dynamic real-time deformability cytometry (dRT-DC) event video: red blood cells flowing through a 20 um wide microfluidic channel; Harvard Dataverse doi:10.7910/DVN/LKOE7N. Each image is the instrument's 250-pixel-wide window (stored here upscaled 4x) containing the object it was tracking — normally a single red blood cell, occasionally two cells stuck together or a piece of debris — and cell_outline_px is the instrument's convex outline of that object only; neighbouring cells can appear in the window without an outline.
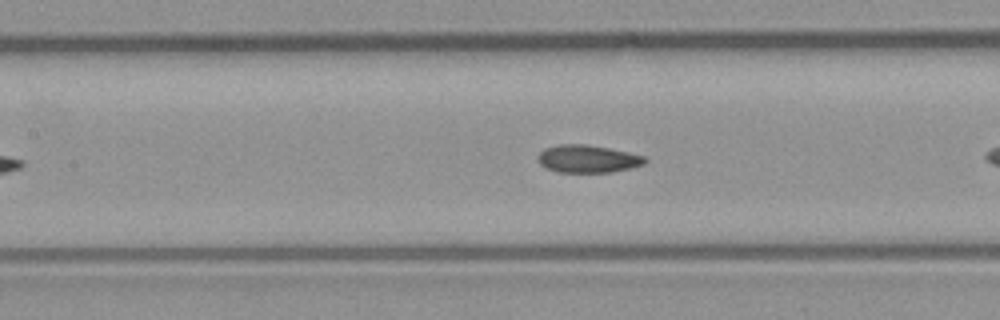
{"species": "common noctule bat (a hibernating species)", "species_latin": "Nyctalus noctula", "temperature_condition": "room temperature", "stored_images_in_passage": 10, "camera_frame_rate_fps": 3000, "um_per_image_px": 0.085, "animal": {"sex": "male", "body_mass_g": 23.1, "forearm_length_mm": 52.7}, "frame": {"image": 1, "passage_image": 9, "time_ms": 2.667, "image_size_px": [1000, 320], "cell_outline_px": [[648, 160], [644, 164], [632, 168], [612, 172], [556, 172], [544, 168], [536, 160], [536, 156], [544, 148], [560, 144], [584, 144], [608, 148], [628, 152], [644, 156]], "centroid_in_image_um": [49.92, 13.51], "position_along_channel_um": 157.5, "area_um2": 17.46}}